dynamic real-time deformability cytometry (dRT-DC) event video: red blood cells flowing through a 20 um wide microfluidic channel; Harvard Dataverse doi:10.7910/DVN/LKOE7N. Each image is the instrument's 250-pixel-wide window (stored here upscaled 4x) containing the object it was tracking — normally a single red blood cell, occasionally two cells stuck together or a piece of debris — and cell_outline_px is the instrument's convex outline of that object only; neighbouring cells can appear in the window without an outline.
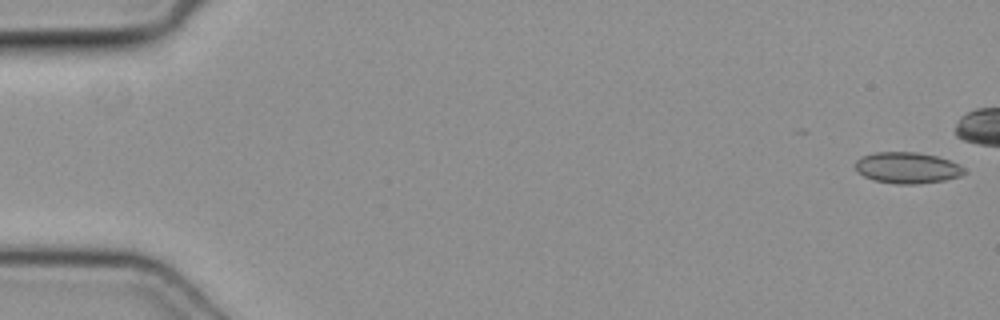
{"species": "common noctule bat (a hibernating species)", "species_latin": "Nyctalus noctula", "temperature_condition": "cold", "stored_images_in_passage": 30, "camera_frame_rate_fps": 3000, "um_per_image_px": 0.085, "animal": {"sex": "female", "body_mass_g": 19.3, "forearm_length_mm": 54.1}, "frame": {"image": 1, "passage_image": 1, "time_ms": 0.0, "image_size_px": [1000, 320], "cell_outline_px": [[968, 172], [960, 176], [944, 180], [916, 184], [896, 184], [872, 180], [856, 172], [852, 164], [856, 160], [872, 152], [916, 152], [936, 156], [960, 164]], "centroid_in_image_um": [77.08, 14.26], "position_along_channel_um": 7.9, "area_um2": 20.06}}
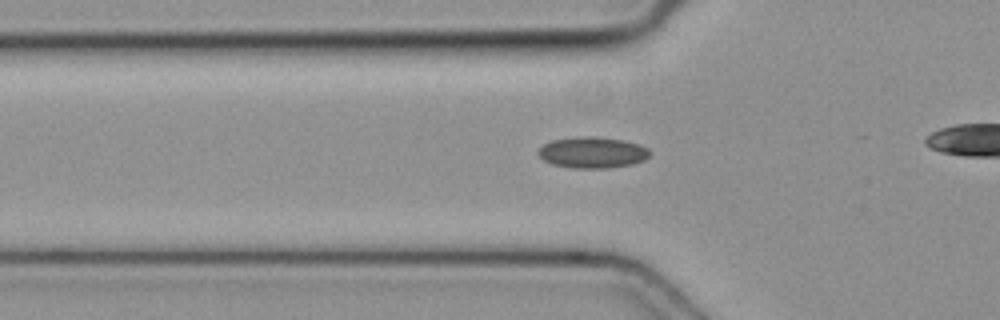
{"frame": {"image": 2, "passage_image": 17, "time_ms": 5.333, "image_size_px": [1000, 320], "cell_outline_px": [[652, 152], [644, 160], [632, 164], [608, 168], [572, 168], [552, 164], [544, 160], [536, 152], [544, 144], [552, 140], [580, 136], [592, 136], [624, 140], [640, 144], [648, 148]], "centroid_in_image_um": [50.37, 12.96], "position_along_channel_um": 75.4, "area_um2": 20.35}}